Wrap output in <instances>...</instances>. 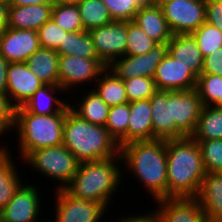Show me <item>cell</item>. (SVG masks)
Here are the masks:
<instances>
[{"instance_id": "cell-43", "label": "cell", "mask_w": 222, "mask_h": 222, "mask_svg": "<svg viewBox=\"0 0 222 222\" xmlns=\"http://www.w3.org/2000/svg\"><path fill=\"white\" fill-rule=\"evenodd\" d=\"M206 22L213 26L222 23V0H206Z\"/></svg>"}, {"instance_id": "cell-7", "label": "cell", "mask_w": 222, "mask_h": 222, "mask_svg": "<svg viewBox=\"0 0 222 222\" xmlns=\"http://www.w3.org/2000/svg\"><path fill=\"white\" fill-rule=\"evenodd\" d=\"M106 68L107 66L99 58L86 59L76 55H59V86L65 90V93H72L84 83L90 85L92 82L94 85Z\"/></svg>"}, {"instance_id": "cell-17", "label": "cell", "mask_w": 222, "mask_h": 222, "mask_svg": "<svg viewBox=\"0 0 222 222\" xmlns=\"http://www.w3.org/2000/svg\"><path fill=\"white\" fill-rule=\"evenodd\" d=\"M202 108L200 95L195 89L172 91V119L185 136L194 134Z\"/></svg>"}, {"instance_id": "cell-36", "label": "cell", "mask_w": 222, "mask_h": 222, "mask_svg": "<svg viewBox=\"0 0 222 222\" xmlns=\"http://www.w3.org/2000/svg\"><path fill=\"white\" fill-rule=\"evenodd\" d=\"M51 19L66 32L84 30L77 5H53Z\"/></svg>"}, {"instance_id": "cell-22", "label": "cell", "mask_w": 222, "mask_h": 222, "mask_svg": "<svg viewBox=\"0 0 222 222\" xmlns=\"http://www.w3.org/2000/svg\"><path fill=\"white\" fill-rule=\"evenodd\" d=\"M169 55L179 60L198 77L202 74L204 56L191 34L173 35L168 42Z\"/></svg>"}, {"instance_id": "cell-26", "label": "cell", "mask_w": 222, "mask_h": 222, "mask_svg": "<svg viewBox=\"0 0 222 222\" xmlns=\"http://www.w3.org/2000/svg\"><path fill=\"white\" fill-rule=\"evenodd\" d=\"M10 154H12V151L10 152L9 148L0 154V211L8 204L19 187L24 183L21 180L20 170Z\"/></svg>"}, {"instance_id": "cell-2", "label": "cell", "mask_w": 222, "mask_h": 222, "mask_svg": "<svg viewBox=\"0 0 222 222\" xmlns=\"http://www.w3.org/2000/svg\"><path fill=\"white\" fill-rule=\"evenodd\" d=\"M167 198L196 197L205 177L202 154L191 137L166 140Z\"/></svg>"}, {"instance_id": "cell-45", "label": "cell", "mask_w": 222, "mask_h": 222, "mask_svg": "<svg viewBox=\"0 0 222 222\" xmlns=\"http://www.w3.org/2000/svg\"><path fill=\"white\" fill-rule=\"evenodd\" d=\"M9 7L8 1L0 0V32L8 27Z\"/></svg>"}, {"instance_id": "cell-27", "label": "cell", "mask_w": 222, "mask_h": 222, "mask_svg": "<svg viewBox=\"0 0 222 222\" xmlns=\"http://www.w3.org/2000/svg\"><path fill=\"white\" fill-rule=\"evenodd\" d=\"M87 91H84L81 99L78 103H69L70 108L78 114L81 118L86 121L105 126L110 107L100 98L97 92L92 88ZM85 94V95H84Z\"/></svg>"}, {"instance_id": "cell-18", "label": "cell", "mask_w": 222, "mask_h": 222, "mask_svg": "<svg viewBox=\"0 0 222 222\" xmlns=\"http://www.w3.org/2000/svg\"><path fill=\"white\" fill-rule=\"evenodd\" d=\"M153 140L186 137L172 119V91L158 90L151 98Z\"/></svg>"}, {"instance_id": "cell-34", "label": "cell", "mask_w": 222, "mask_h": 222, "mask_svg": "<svg viewBox=\"0 0 222 222\" xmlns=\"http://www.w3.org/2000/svg\"><path fill=\"white\" fill-rule=\"evenodd\" d=\"M191 35L204 57L222 48V31L218 26L204 22L198 29L191 33Z\"/></svg>"}, {"instance_id": "cell-21", "label": "cell", "mask_w": 222, "mask_h": 222, "mask_svg": "<svg viewBox=\"0 0 222 222\" xmlns=\"http://www.w3.org/2000/svg\"><path fill=\"white\" fill-rule=\"evenodd\" d=\"M52 4L10 6L8 28L37 31L51 19Z\"/></svg>"}, {"instance_id": "cell-32", "label": "cell", "mask_w": 222, "mask_h": 222, "mask_svg": "<svg viewBox=\"0 0 222 222\" xmlns=\"http://www.w3.org/2000/svg\"><path fill=\"white\" fill-rule=\"evenodd\" d=\"M129 103L110 107L105 124L109 134L121 147L128 143Z\"/></svg>"}, {"instance_id": "cell-40", "label": "cell", "mask_w": 222, "mask_h": 222, "mask_svg": "<svg viewBox=\"0 0 222 222\" xmlns=\"http://www.w3.org/2000/svg\"><path fill=\"white\" fill-rule=\"evenodd\" d=\"M113 20L132 21L139 7L133 0H102Z\"/></svg>"}, {"instance_id": "cell-28", "label": "cell", "mask_w": 222, "mask_h": 222, "mask_svg": "<svg viewBox=\"0 0 222 222\" xmlns=\"http://www.w3.org/2000/svg\"><path fill=\"white\" fill-rule=\"evenodd\" d=\"M92 88L109 107L129 103L123 79L109 67L100 74Z\"/></svg>"}, {"instance_id": "cell-5", "label": "cell", "mask_w": 222, "mask_h": 222, "mask_svg": "<svg viewBox=\"0 0 222 222\" xmlns=\"http://www.w3.org/2000/svg\"><path fill=\"white\" fill-rule=\"evenodd\" d=\"M68 104L61 112L37 115L23 106L15 109L14 129L18 133L19 158L23 161L32 151L63 144V125Z\"/></svg>"}, {"instance_id": "cell-41", "label": "cell", "mask_w": 222, "mask_h": 222, "mask_svg": "<svg viewBox=\"0 0 222 222\" xmlns=\"http://www.w3.org/2000/svg\"><path fill=\"white\" fill-rule=\"evenodd\" d=\"M15 108L11 105L7 95L0 94V136H7V132L14 130Z\"/></svg>"}, {"instance_id": "cell-10", "label": "cell", "mask_w": 222, "mask_h": 222, "mask_svg": "<svg viewBox=\"0 0 222 222\" xmlns=\"http://www.w3.org/2000/svg\"><path fill=\"white\" fill-rule=\"evenodd\" d=\"M89 32L99 59L109 67L115 60L125 56L127 44V21L113 20L107 25Z\"/></svg>"}, {"instance_id": "cell-6", "label": "cell", "mask_w": 222, "mask_h": 222, "mask_svg": "<svg viewBox=\"0 0 222 222\" xmlns=\"http://www.w3.org/2000/svg\"><path fill=\"white\" fill-rule=\"evenodd\" d=\"M23 163L29 165L33 171H37L47 180L55 181L58 186L54 189H64L70 182L75 173L79 162L63 144L32 151ZM44 175V176H43Z\"/></svg>"}, {"instance_id": "cell-55", "label": "cell", "mask_w": 222, "mask_h": 222, "mask_svg": "<svg viewBox=\"0 0 222 222\" xmlns=\"http://www.w3.org/2000/svg\"><path fill=\"white\" fill-rule=\"evenodd\" d=\"M219 29L222 31V23L218 25Z\"/></svg>"}, {"instance_id": "cell-42", "label": "cell", "mask_w": 222, "mask_h": 222, "mask_svg": "<svg viewBox=\"0 0 222 222\" xmlns=\"http://www.w3.org/2000/svg\"><path fill=\"white\" fill-rule=\"evenodd\" d=\"M202 74L222 76V48L204 57Z\"/></svg>"}, {"instance_id": "cell-13", "label": "cell", "mask_w": 222, "mask_h": 222, "mask_svg": "<svg viewBox=\"0 0 222 222\" xmlns=\"http://www.w3.org/2000/svg\"><path fill=\"white\" fill-rule=\"evenodd\" d=\"M37 184H22L1 210L3 222H37L41 216V195ZM41 212V213H40Z\"/></svg>"}, {"instance_id": "cell-4", "label": "cell", "mask_w": 222, "mask_h": 222, "mask_svg": "<svg viewBox=\"0 0 222 222\" xmlns=\"http://www.w3.org/2000/svg\"><path fill=\"white\" fill-rule=\"evenodd\" d=\"M63 145L79 163L108 159L120 153V146L105 126L86 121L71 108L66 111Z\"/></svg>"}, {"instance_id": "cell-44", "label": "cell", "mask_w": 222, "mask_h": 222, "mask_svg": "<svg viewBox=\"0 0 222 222\" xmlns=\"http://www.w3.org/2000/svg\"><path fill=\"white\" fill-rule=\"evenodd\" d=\"M9 62L0 55V94L6 95L7 90V68Z\"/></svg>"}, {"instance_id": "cell-11", "label": "cell", "mask_w": 222, "mask_h": 222, "mask_svg": "<svg viewBox=\"0 0 222 222\" xmlns=\"http://www.w3.org/2000/svg\"><path fill=\"white\" fill-rule=\"evenodd\" d=\"M168 54V42L156 43L144 55H125L115 60L109 68L123 80L141 76L154 78L157 66Z\"/></svg>"}, {"instance_id": "cell-53", "label": "cell", "mask_w": 222, "mask_h": 222, "mask_svg": "<svg viewBox=\"0 0 222 222\" xmlns=\"http://www.w3.org/2000/svg\"><path fill=\"white\" fill-rule=\"evenodd\" d=\"M37 222H55V221H54V219L49 221L48 219L45 220V218H44V219L39 220V221H37Z\"/></svg>"}, {"instance_id": "cell-3", "label": "cell", "mask_w": 222, "mask_h": 222, "mask_svg": "<svg viewBox=\"0 0 222 222\" xmlns=\"http://www.w3.org/2000/svg\"><path fill=\"white\" fill-rule=\"evenodd\" d=\"M121 164L120 153L108 159L79 163L77 172L64 189L76 198L101 202L108 207L122 184Z\"/></svg>"}, {"instance_id": "cell-38", "label": "cell", "mask_w": 222, "mask_h": 222, "mask_svg": "<svg viewBox=\"0 0 222 222\" xmlns=\"http://www.w3.org/2000/svg\"><path fill=\"white\" fill-rule=\"evenodd\" d=\"M202 154L206 173L222 172V139L196 141Z\"/></svg>"}, {"instance_id": "cell-19", "label": "cell", "mask_w": 222, "mask_h": 222, "mask_svg": "<svg viewBox=\"0 0 222 222\" xmlns=\"http://www.w3.org/2000/svg\"><path fill=\"white\" fill-rule=\"evenodd\" d=\"M195 198L208 222H222V172L206 173Z\"/></svg>"}, {"instance_id": "cell-31", "label": "cell", "mask_w": 222, "mask_h": 222, "mask_svg": "<svg viewBox=\"0 0 222 222\" xmlns=\"http://www.w3.org/2000/svg\"><path fill=\"white\" fill-rule=\"evenodd\" d=\"M77 6L85 31L107 25L113 21L102 0H82Z\"/></svg>"}, {"instance_id": "cell-46", "label": "cell", "mask_w": 222, "mask_h": 222, "mask_svg": "<svg viewBox=\"0 0 222 222\" xmlns=\"http://www.w3.org/2000/svg\"><path fill=\"white\" fill-rule=\"evenodd\" d=\"M10 6H27L37 4H52L51 0H8Z\"/></svg>"}, {"instance_id": "cell-49", "label": "cell", "mask_w": 222, "mask_h": 222, "mask_svg": "<svg viewBox=\"0 0 222 222\" xmlns=\"http://www.w3.org/2000/svg\"><path fill=\"white\" fill-rule=\"evenodd\" d=\"M133 2L139 7L142 8L146 5H149L152 3V0H133Z\"/></svg>"}, {"instance_id": "cell-30", "label": "cell", "mask_w": 222, "mask_h": 222, "mask_svg": "<svg viewBox=\"0 0 222 222\" xmlns=\"http://www.w3.org/2000/svg\"><path fill=\"white\" fill-rule=\"evenodd\" d=\"M59 55H76L86 59L99 58L88 31L67 32L63 44L55 49Z\"/></svg>"}, {"instance_id": "cell-33", "label": "cell", "mask_w": 222, "mask_h": 222, "mask_svg": "<svg viewBox=\"0 0 222 222\" xmlns=\"http://www.w3.org/2000/svg\"><path fill=\"white\" fill-rule=\"evenodd\" d=\"M195 90L200 95L203 106L219 107L222 90V76L201 74L197 77Z\"/></svg>"}, {"instance_id": "cell-14", "label": "cell", "mask_w": 222, "mask_h": 222, "mask_svg": "<svg viewBox=\"0 0 222 222\" xmlns=\"http://www.w3.org/2000/svg\"><path fill=\"white\" fill-rule=\"evenodd\" d=\"M43 85L45 84L30 70L26 62L9 63L6 95L15 109L24 106Z\"/></svg>"}, {"instance_id": "cell-37", "label": "cell", "mask_w": 222, "mask_h": 222, "mask_svg": "<svg viewBox=\"0 0 222 222\" xmlns=\"http://www.w3.org/2000/svg\"><path fill=\"white\" fill-rule=\"evenodd\" d=\"M123 81L129 103L150 99L158 91L154 78L151 77H133Z\"/></svg>"}, {"instance_id": "cell-20", "label": "cell", "mask_w": 222, "mask_h": 222, "mask_svg": "<svg viewBox=\"0 0 222 222\" xmlns=\"http://www.w3.org/2000/svg\"><path fill=\"white\" fill-rule=\"evenodd\" d=\"M132 21L157 43L169 42L173 37L160 5L151 3L140 8Z\"/></svg>"}, {"instance_id": "cell-8", "label": "cell", "mask_w": 222, "mask_h": 222, "mask_svg": "<svg viewBox=\"0 0 222 222\" xmlns=\"http://www.w3.org/2000/svg\"><path fill=\"white\" fill-rule=\"evenodd\" d=\"M55 222H101L109 207L101 202L76 198L65 189H55Z\"/></svg>"}, {"instance_id": "cell-29", "label": "cell", "mask_w": 222, "mask_h": 222, "mask_svg": "<svg viewBox=\"0 0 222 222\" xmlns=\"http://www.w3.org/2000/svg\"><path fill=\"white\" fill-rule=\"evenodd\" d=\"M195 141L222 139V107L203 106L194 134Z\"/></svg>"}, {"instance_id": "cell-54", "label": "cell", "mask_w": 222, "mask_h": 222, "mask_svg": "<svg viewBox=\"0 0 222 222\" xmlns=\"http://www.w3.org/2000/svg\"><path fill=\"white\" fill-rule=\"evenodd\" d=\"M219 107H222V90H221V97H219Z\"/></svg>"}, {"instance_id": "cell-50", "label": "cell", "mask_w": 222, "mask_h": 222, "mask_svg": "<svg viewBox=\"0 0 222 222\" xmlns=\"http://www.w3.org/2000/svg\"><path fill=\"white\" fill-rule=\"evenodd\" d=\"M171 0H152V4L161 5L162 3L168 2Z\"/></svg>"}, {"instance_id": "cell-16", "label": "cell", "mask_w": 222, "mask_h": 222, "mask_svg": "<svg viewBox=\"0 0 222 222\" xmlns=\"http://www.w3.org/2000/svg\"><path fill=\"white\" fill-rule=\"evenodd\" d=\"M40 48L37 31L6 28L0 32V55L10 62H26Z\"/></svg>"}, {"instance_id": "cell-51", "label": "cell", "mask_w": 222, "mask_h": 222, "mask_svg": "<svg viewBox=\"0 0 222 222\" xmlns=\"http://www.w3.org/2000/svg\"><path fill=\"white\" fill-rule=\"evenodd\" d=\"M0 145H1L0 146V152H5L7 150V148H8V146L6 144H3V143L2 144L0 143Z\"/></svg>"}, {"instance_id": "cell-48", "label": "cell", "mask_w": 222, "mask_h": 222, "mask_svg": "<svg viewBox=\"0 0 222 222\" xmlns=\"http://www.w3.org/2000/svg\"><path fill=\"white\" fill-rule=\"evenodd\" d=\"M52 5L72 4L78 5L82 0H51Z\"/></svg>"}, {"instance_id": "cell-9", "label": "cell", "mask_w": 222, "mask_h": 222, "mask_svg": "<svg viewBox=\"0 0 222 222\" xmlns=\"http://www.w3.org/2000/svg\"><path fill=\"white\" fill-rule=\"evenodd\" d=\"M160 6L173 35L191 34L206 22V0H171Z\"/></svg>"}, {"instance_id": "cell-39", "label": "cell", "mask_w": 222, "mask_h": 222, "mask_svg": "<svg viewBox=\"0 0 222 222\" xmlns=\"http://www.w3.org/2000/svg\"><path fill=\"white\" fill-rule=\"evenodd\" d=\"M37 33L41 48L55 50L60 44H63L67 32L57 25L53 19H50L37 30Z\"/></svg>"}, {"instance_id": "cell-47", "label": "cell", "mask_w": 222, "mask_h": 222, "mask_svg": "<svg viewBox=\"0 0 222 222\" xmlns=\"http://www.w3.org/2000/svg\"><path fill=\"white\" fill-rule=\"evenodd\" d=\"M128 222H154L150 216L146 213V214H141L139 216V214L136 215H128Z\"/></svg>"}, {"instance_id": "cell-12", "label": "cell", "mask_w": 222, "mask_h": 222, "mask_svg": "<svg viewBox=\"0 0 222 222\" xmlns=\"http://www.w3.org/2000/svg\"><path fill=\"white\" fill-rule=\"evenodd\" d=\"M147 214L154 222H208L195 197L162 198Z\"/></svg>"}, {"instance_id": "cell-24", "label": "cell", "mask_w": 222, "mask_h": 222, "mask_svg": "<svg viewBox=\"0 0 222 222\" xmlns=\"http://www.w3.org/2000/svg\"><path fill=\"white\" fill-rule=\"evenodd\" d=\"M65 90L59 85H43L24 104V108L33 114L51 115L61 112L68 104L67 99L63 100L56 96L58 93L65 94ZM57 93V94H56Z\"/></svg>"}, {"instance_id": "cell-56", "label": "cell", "mask_w": 222, "mask_h": 222, "mask_svg": "<svg viewBox=\"0 0 222 222\" xmlns=\"http://www.w3.org/2000/svg\"><path fill=\"white\" fill-rule=\"evenodd\" d=\"M0 222H3V221H2V216H1V211H0Z\"/></svg>"}, {"instance_id": "cell-15", "label": "cell", "mask_w": 222, "mask_h": 222, "mask_svg": "<svg viewBox=\"0 0 222 222\" xmlns=\"http://www.w3.org/2000/svg\"><path fill=\"white\" fill-rule=\"evenodd\" d=\"M154 81L158 90L186 91L196 88L197 76L168 54L157 66Z\"/></svg>"}, {"instance_id": "cell-25", "label": "cell", "mask_w": 222, "mask_h": 222, "mask_svg": "<svg viewBox=\"0 0 222 222\" xmlns=\"http://www.w3.org/2000/svg\"><path fill=\"white\" fill-rule=\"evenodd\" d=\"M58 63L56 50L41 47L26 60L30 70L45 85H59Z\"/></svg>"}, {"instance_id": "cell-52", "label": "cell", "mask_w": 222, "mask_h": 222, "mask_svg": "<svg viewBox=\"0 0 222 222\" xmlns=\"http://www.w3.org/2000/svg\"><path fill=\"white\" fill-rule=\"evenodd\" d=\"M120 218H122V219H120L121 221L117 219L118 222H128V216L127 217L126 216H122Z\"/></svg>"}, {"instance_id": "cell-1", "label": "cell", "mask_w": 222, "mask_h": 222, "mask_svg": "<svg viewBox=\"0 0 222 222\" xmlns=\"http://www.w3.org/2000/svg\"><path fill=\"white\" fill-rule=\"evenodd\" d=\"M120 154L124 168L132 172L152 199L167 198L166 140L130 142L120 147Z\"/></svg>"}, {"instance_id": "cell-35", "label": "cell", "mask_w": 222, "mask_h": 222, "mask_svg": "<svg viewBox=\"0 0 222 222\" xmlns=\"http://www.w3.org/2000/svg\"><path fill=\"white\" fill-rule=\"evenodd\" d=\"M127 44L125 55H144L149 52L157 42L148 35L135 22L127 21Z\"/></svg>"}, {"instance_id": "cell-23", "label": "cell", "mask_w": 222, "mask_h": 222, "mask_svg": "<svg viewBox=\"0 0 222 222\" xmlns=\"http://www.w3.org/2000/svg\"><path fill=\"white\" fill-rule=\"evenodd\" d=\"M128 143L153 140L150 99L129 103Z\"/></svg>"}]
</instances>
